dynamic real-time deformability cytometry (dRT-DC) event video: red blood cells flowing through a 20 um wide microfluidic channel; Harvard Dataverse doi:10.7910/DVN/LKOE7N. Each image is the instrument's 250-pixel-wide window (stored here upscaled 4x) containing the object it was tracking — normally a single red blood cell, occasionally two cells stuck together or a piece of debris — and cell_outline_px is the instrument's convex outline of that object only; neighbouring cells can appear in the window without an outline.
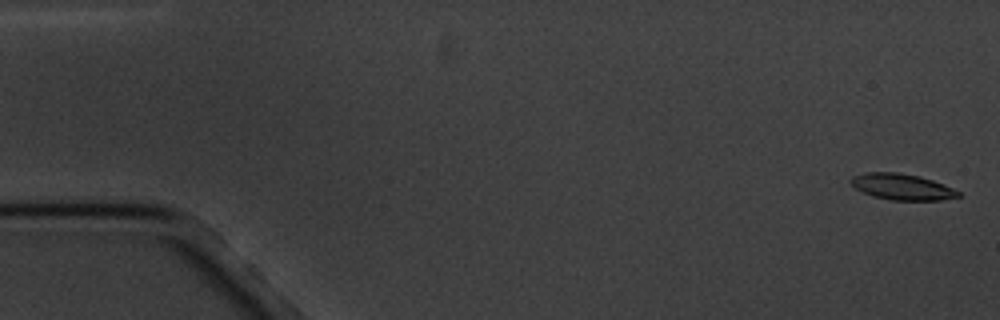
{"species": "common noctule bat (a hibernating species)", "species_latin": "Nyctalus noctula", "temperature_condition": "cold", "stored_images_in_passage": 6, "camera_frame_rate_fps": 3000, "um_per_image_px": 0.085, "animal": {"sex": "male", "body_mass_g": 20.1, "forearm_length_mm": 53.5}, "frame": {"image": 1, "passage_image": 1, "time_ms": 0.0, "image_size_px": [1000, 320], "cell_outline_px": [[960, 196], [940, 200], [892, 200], [872, 196], [856, 188], [848, 180], [852, 176], [864, 172], [896, 172], [920, 176], [944, 184], [960, 192]], "centroid_in_image_um": [76.65, 15.87], "position_along_channel_um": 8.4, "area_um2": 16.3}}
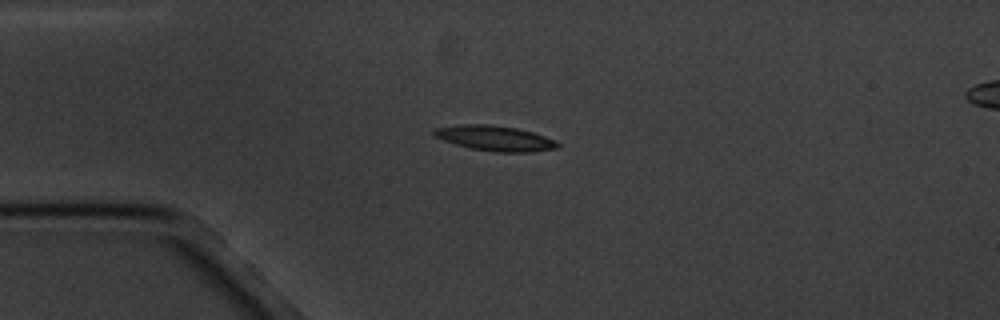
{"frame": {"image": 2, "passage_image": 4, "time_ms": 4.333, "image_size_px": [1000, 320], "cell_outline_px": [[560, 144], [556, 148], [532, 152], [496, 152], [472, 148], [456, 144], [444, 140], [436, 136], [432, 132], [436, 128], [460, 124], [488, 124], [516, 128], [532, 132], [556, 140]], "centroid_in_image_um": [42.1, 11.75], "position_along_channel_um": 42.9, "area_um2": 17.92}}
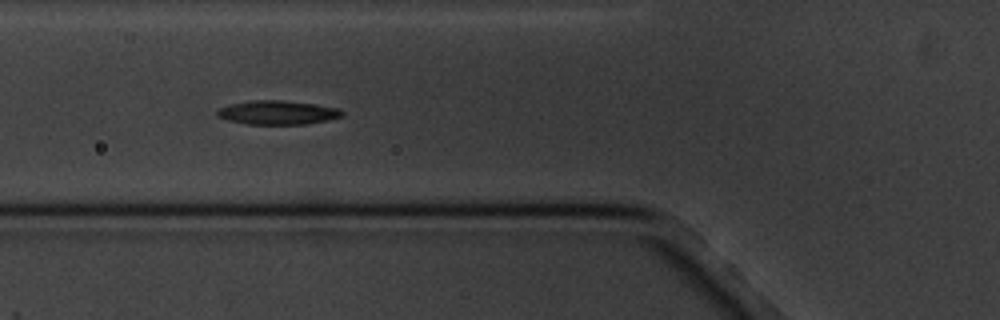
{"frame": {"image": 3, "passage_image": 6, "time_ms": 6.667, "image_size_px": [1000, 320], "cell_outline_px": [[344, 112], [340, 116], [324, 120], [304, 124], [248, 124], [228, 120], [216, 116], [216, 112], [220, 108], [232, 104], [248, 100], [284, 100], [312, 104], [336, 108]], "centroid_in_image_um": [23.52, 9.56], "position_along_channel_um": 102.3, "area_um2": 17.05}}